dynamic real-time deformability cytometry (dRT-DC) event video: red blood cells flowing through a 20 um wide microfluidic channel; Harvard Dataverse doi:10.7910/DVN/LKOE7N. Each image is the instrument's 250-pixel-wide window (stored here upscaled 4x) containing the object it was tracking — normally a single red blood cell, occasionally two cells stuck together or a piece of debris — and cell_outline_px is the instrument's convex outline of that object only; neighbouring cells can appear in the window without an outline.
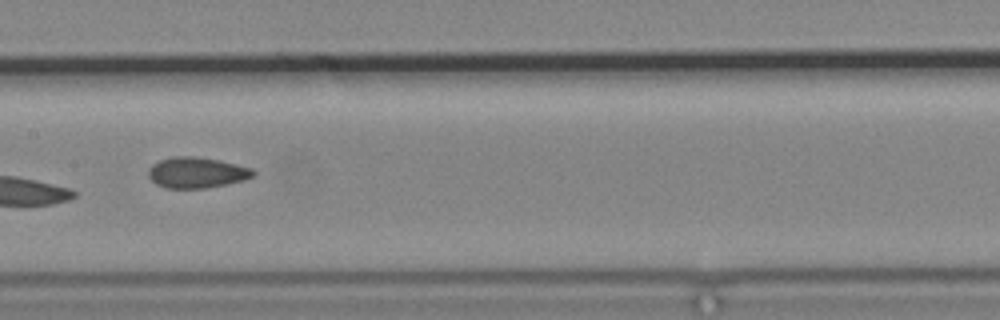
{"species": "common noctule bat (a hibernating species)", "species_latin": "Nyctalus noctula", "temperature_condition": "cold", "stored_images_in_passage": 14, "camera_frame_rate_fps": 3000, "um_per_image_px": 0.085, "animal": {"sex": "male", "body_mass_g": 19.2, "forearm_length_mm": 51.8}, "frame": {"image": 1, "passage_image": 8, "time_ms": 10.0, "image_size_px": [1000, 320], "cell_outline_px": [[256, 172], [252, 176], [244, 180], [204, 188], [164, 188], [156, 184], [148, 176], [148, 168], [152, 164], [160, 160], [172, 156], [192, 156], [220, 160], [252, 168]], "centroid_in_image_um": [16.69, 14.66], "position_along_channel_um": 190.7, "area_um2": 18.79}}
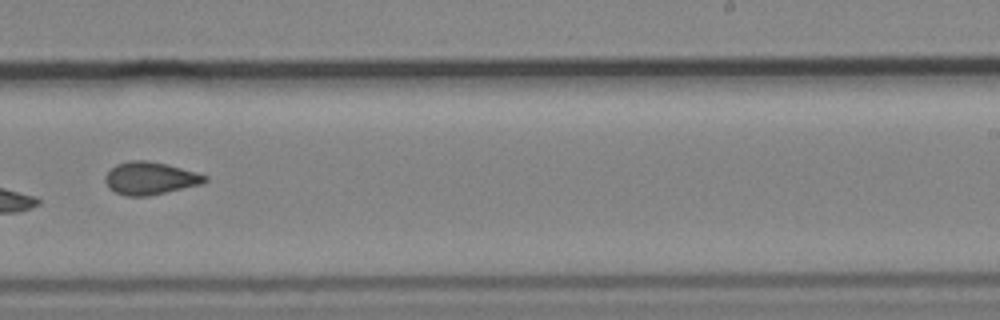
{"frame": {"image": 2, "passage_image": 10, "time_ms": 12.333, "image_size_px": [1000, 320], "cell_outline_px": [[208, 180], [204, 184], [148, 196], [128, 196], [116, 192], [108, 188], [104, 180], [104, 176], [116, 164], [128, 160], [148, 160], [168, 164], [196, 172], [208, 176]], "centroid_in_image_um": [12.78, 15.14], "position_along_channel_um": 276.2, "area_um2": 19.19}}
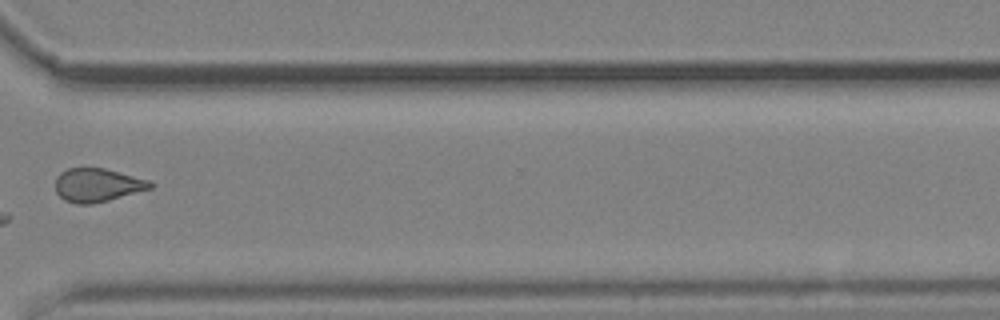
{"frame": {"image": 3, "passage_image": 12, "time_ms": 14.667, "image_size_px": [1000, 320], "cell_outline_px": [[156, 184], [152, 188], [108, 200], [92, 204], [76, 204], [64, 200], [56, 192], [56, 176], [60, 172], [68, 168], [104, 168], [152, 180]], "centroid_in_image_um": [8.3, 15.72], "position_along_channel_um": 362.3, "area_um2": 18.67}}